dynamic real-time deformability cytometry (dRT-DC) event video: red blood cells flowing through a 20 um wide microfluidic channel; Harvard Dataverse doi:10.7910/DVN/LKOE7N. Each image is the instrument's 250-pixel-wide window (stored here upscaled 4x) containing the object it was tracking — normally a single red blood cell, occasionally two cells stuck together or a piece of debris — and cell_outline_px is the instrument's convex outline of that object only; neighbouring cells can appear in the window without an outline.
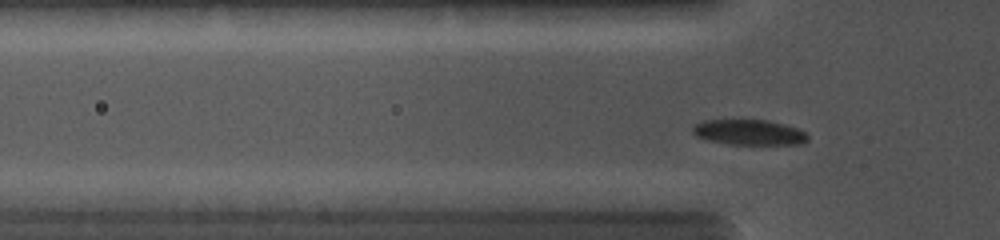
{"species": "common noctule bat (a hibernating species)", "species_latin": "Nyctalus noctula", "temperature_condition": "cold", "stored_images_in_passage": 15, "camera_frame_rate_fps": 5000, "um_per_image_px": 0.085, "animal": {"sex": "female", "body_mass_g": 19.0, "forearm_length_mm": 56.7}, "frame": {"image": 1, "passage_image": 5, "time_ms": 1.2, "image_size_px": [1000, 240], "cell_outline_px": [[808, 140], [800, 144], [728, 144], [708, 140], [696, 136], [692, 132], [692, 124], [704, 120], [768, 120], [784, 124], [796, 128], [804, 132], [808, 136]], "centroid_in_image_um": [63.63, 11.24], "position_along_channel_um": 62.2, "area_um2": 16.99}}
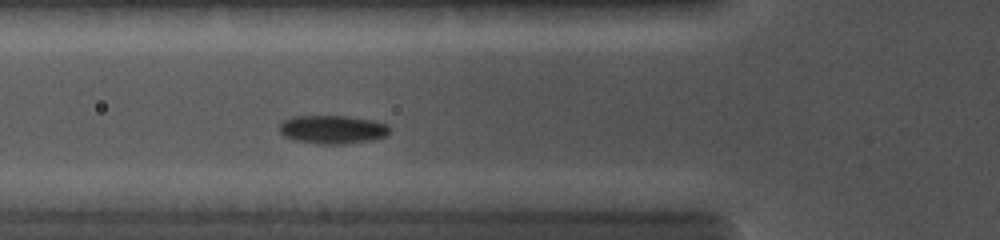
{"frame": {"image": 2, "passage_image": 7, "time_ms": 2.0, "image_size_px": [1000, 240], "cell_outline_px": [[388, 132], [384, 136], [372, 140], [344, 144], [320, 144], [296, 140], [284, 136], [280, 132], [280, 120], [292, 116], [348, 116], [372, 120], [388, 124]], "centroid_in_image_um": [28.23, 10.99], "position_along_channel_um": 97.6, "area_um2": 18.26}}
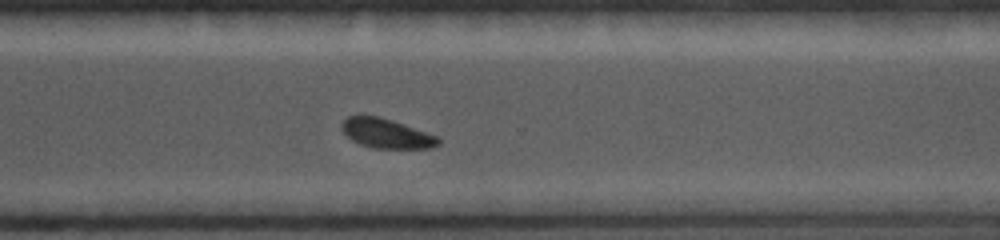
{"frame": {"image": 3, "passage_image": 15, "time_ms": 7.4, "image_size_px": [1000, 240], "cell_outline_px": [[440, 144], [432, 148], [372, 148], [360, 144], [352, 140], [340, 128], [340, 124], [348, 116], [380, 116], [392, 120], [436, 136], [440, 140]], "centroid_in_image_um": [32.82, 11.35], "position_along_channel_um": 337.8, "area_um2": 16.42}}